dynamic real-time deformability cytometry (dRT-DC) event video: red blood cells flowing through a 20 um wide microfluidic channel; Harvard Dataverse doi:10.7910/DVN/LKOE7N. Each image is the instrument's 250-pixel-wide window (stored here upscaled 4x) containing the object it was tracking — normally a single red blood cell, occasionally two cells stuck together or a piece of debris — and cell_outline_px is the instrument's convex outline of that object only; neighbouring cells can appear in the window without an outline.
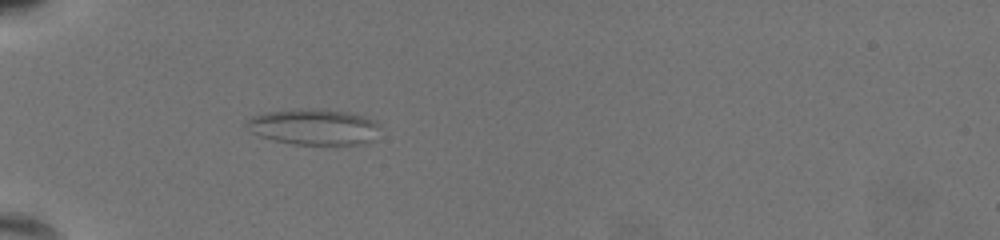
{"species": "common noctule bat (a hibernating species)", "species_latin": "Nyctalus noctula", "temperature_condition": "warm", "stored_images_in_passage": 40, "camera_frame_rate_fps": 3000, "um_per_image_px": 0.085, "animal": {"sex": "female", "body_mass_g": 19.5, "forearm_length_mm": 54.1}, "frame": {"image": 1, "passage_image": 1, "time_ms": 0.0, "image_size_px": [1000, 240], "cell_outline_px": [[376, 124], [368, 140], [364, 144], [292, 144], [260, 136], [252, 132], [244, 124], [252, 116], [268, 112], [300, 108], [312, 108], [348, 112], [364, 116], [376, 120]], "centroid_in_image_um": [26.58, 10.76], "position_along_channel_um": 58.4, "area_um2": 27.22}}
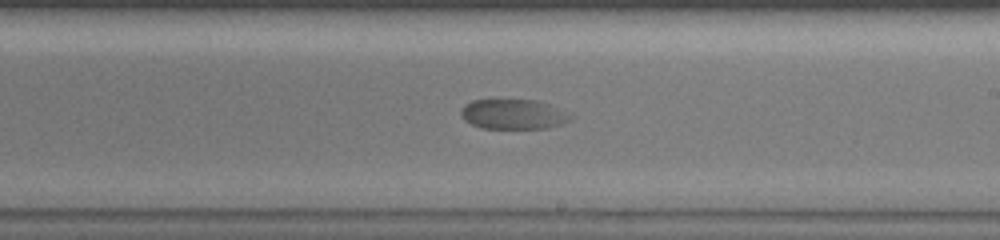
{"frame": {"image": 2, "passage_image": 18, "time_ms": 5.667, "image_size_px": [1000, 240], "cell_outline_px": [[576, 116], [572, 120], [564, 124], [548, 128], [480, 128], [464, 120], [460, 112], [472, 100], [536, 100], [548, 104]], "centroid_in_image_um": [43.71, 9.72], "position_along_channel_um": 245.3, "area_um2": 19.07}}
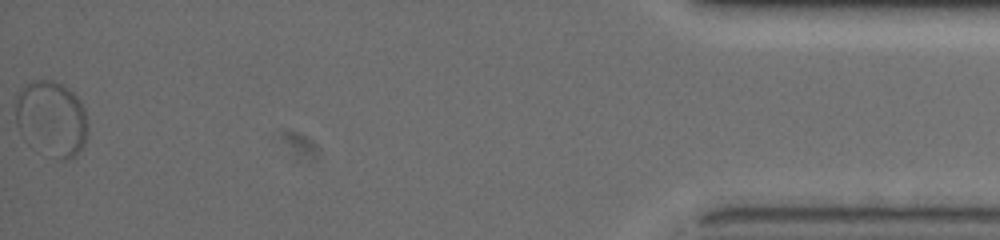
{"frame": {"image": 3, "passage_image": 40, "time_ms": 13.0, "image_size_px": [1000, 240], "cell_outline_px": [[88, 128], [84, 144], [68, 160], [60, 160], [36, 152], [24, 140], [16, 124], [16, 100], [20, 88], [32, 80], [52, 80], [68, 88], [76, 96], [84, 108], [88, 124]], "centroid_in_image_um": [4.34, 10.12], "position_along_channel_um": 430.9, "area_um2": 32.25}}